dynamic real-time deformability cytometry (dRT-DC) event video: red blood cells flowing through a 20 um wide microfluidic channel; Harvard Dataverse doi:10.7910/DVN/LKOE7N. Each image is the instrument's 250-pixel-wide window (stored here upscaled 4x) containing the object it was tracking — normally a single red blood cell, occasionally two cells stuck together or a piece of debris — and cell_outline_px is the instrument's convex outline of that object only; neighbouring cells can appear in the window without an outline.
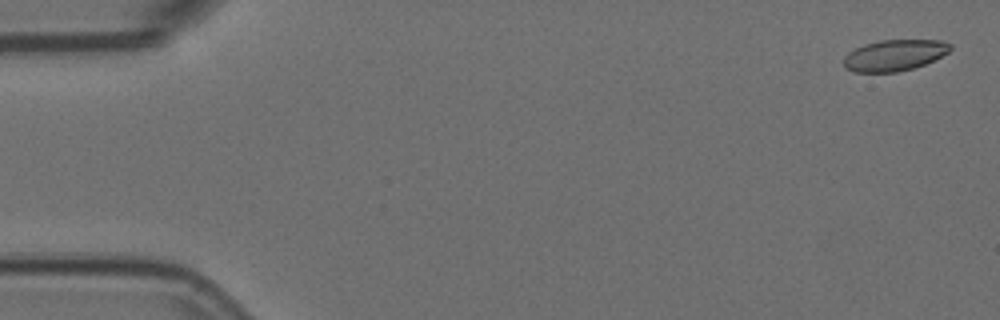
{"species": "Egyptian fruit bat (a non-hibernating species)", "species_latin": "Rousettus aegyptiacus", "temperature_condition": "room temperature", "stored_images_in_passage": 31, "camera_frame_rate_fps": 3000, "um_per_image_px": 0.085, "animal": {"sex": "female"}, "frame": {"image": 1, "passage_image": 2, "time_ms": 0.333, "image_size_px": [1000, 320], "cell_outline_px": [[952, 48], [948, 52], [924, 64], [912, 68], [896, 72], [856, 72], [844, 68], [844, 56], [848, 52], [864, 44], [880, 40], [940, 40], [952, 44]], "centroid_in_image_um": [76.0, 4.69], "position_along_channel_um": 9.0, "area_um2": 19.25}}
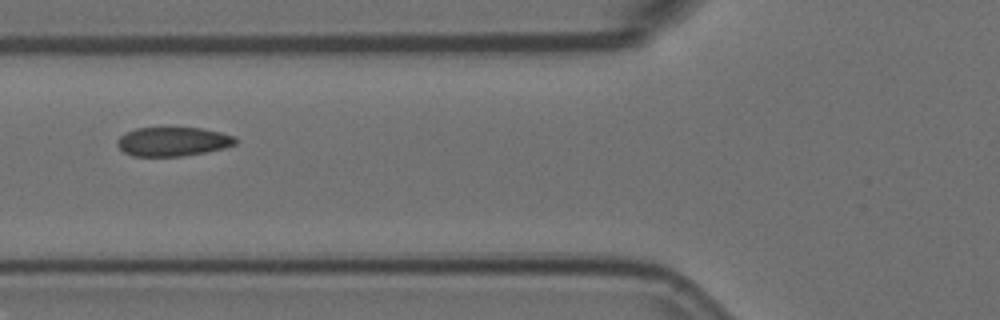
{"frame": {"image": 2, "passage_image": 22, "time_ms": 7.0, "image_size_px": [1000, 320], "cell_outline_px": [[236, 144], [224, 148], [204, 152], [180, 156], [132, 156], [124, 152], [116, 144], [116, 140], [124, 132], [136, 128], [200, 128], [220, 132], [236, 136]], "centroid_in_image_um": [14.67, 12.03], "position_along_channel_um": 111.1, "area_um2": 20.0}}
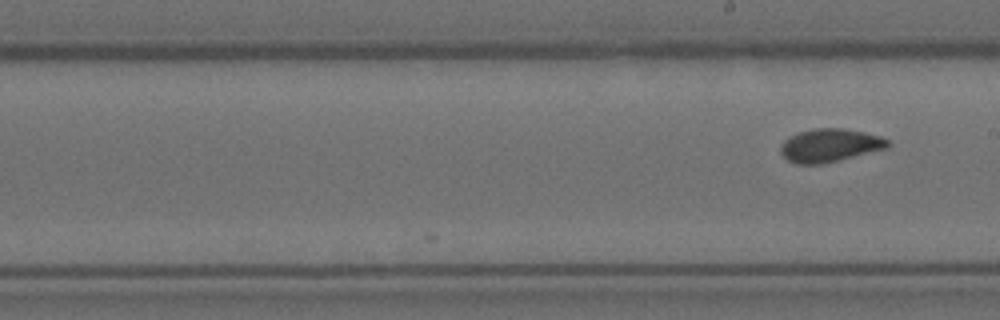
{"frame": {"image": 3, "passage_image": 31, "time_ms": 10.0, "image_size_px": [1000, 320], "cell_outline_px": [[892, 144], [888, 148], [820, 164], [796, 164], [788, 160], [780, 152], [780, 144], [784, 140], [800, 132], [812, 128], [844, 128], [864, 132], [880, 136], [888, 140]], "centroid_in_image_um": [70.54, 12.35], "position_along_channel_um": 218.5, "area_um2": 20.63}}